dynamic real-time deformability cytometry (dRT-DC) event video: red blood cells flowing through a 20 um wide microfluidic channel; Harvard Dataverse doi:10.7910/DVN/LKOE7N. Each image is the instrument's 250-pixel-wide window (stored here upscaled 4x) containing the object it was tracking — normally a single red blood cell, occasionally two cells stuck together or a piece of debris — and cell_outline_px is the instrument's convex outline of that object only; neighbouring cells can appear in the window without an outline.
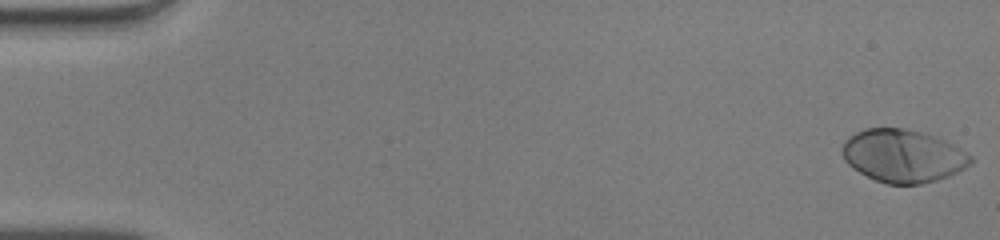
{"species": "human", "species_latin": "Homo sapiens", "temperature_condition": "warm", "stored_images_in_passage": 51, "camera_frame_rate_fps": 3000, "um_per_image_px": 0.085, "donor": {"sex": "male"}, "frame": {"image": 1, "passage_image": 1, "time_ms": 0.0, "image_size_px": [1000, 240], "cell_outline_px": [[972, 164], [948, 176], [936, 180], [920, 184], [888, 184], [876, 180], [852, 168], [844, 160], [840, 152], [844, 140], [848, 136], [864, 128], [904, 128], [936, 136], [960, 148], [972, 156]], "centroid_in_image_um": [76.72, 13.24], "position_along_channel_um": 8.3, "area_um2": 39.65}}
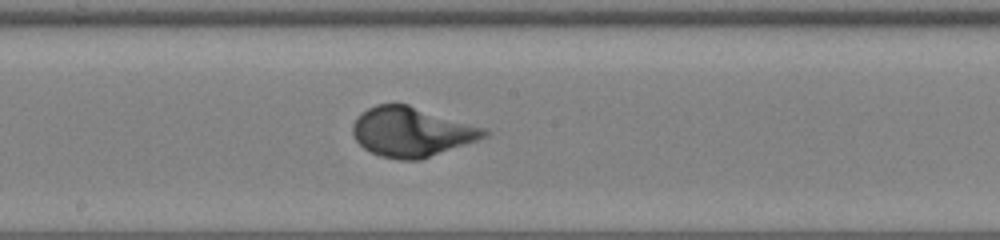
{"frame": {"image": 2, "passage_image": 28, "time_ms": 9.0, "image_size_px": [1000, 240], "cell_outline_px": [[492, 132], [488, 136], [420, 160], [400, 160], [380, 156], [364, 148], [356, 140], [352, 132], [352, 124], [368, 108], [376, 104], [408, 104], [488, 128]], "centroid_in_image_um": [35.03, 11.21], "position_along_channel_um": 213.2, "area_um2": 37.97}}
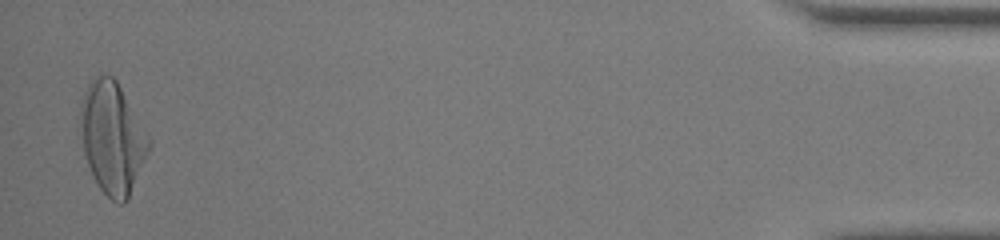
{"frame": {"image": 3, "passage_image": 50, "time_ms": 16.333, "image_size_px": [1000, 240], "cell_outline_px": [[152, 144], [128, 200], [124, 204], [116, 204], [100, 188], [88, 164], [84, 152], [80, 116], [80, 104], [88, 84], [96, 76], [112, 76], [116, 80], [152, 140]], "centroid_in_image_um": [9.58, 11.74], "position_along_channel_um": 425.6, "area_um2": 44.1}}